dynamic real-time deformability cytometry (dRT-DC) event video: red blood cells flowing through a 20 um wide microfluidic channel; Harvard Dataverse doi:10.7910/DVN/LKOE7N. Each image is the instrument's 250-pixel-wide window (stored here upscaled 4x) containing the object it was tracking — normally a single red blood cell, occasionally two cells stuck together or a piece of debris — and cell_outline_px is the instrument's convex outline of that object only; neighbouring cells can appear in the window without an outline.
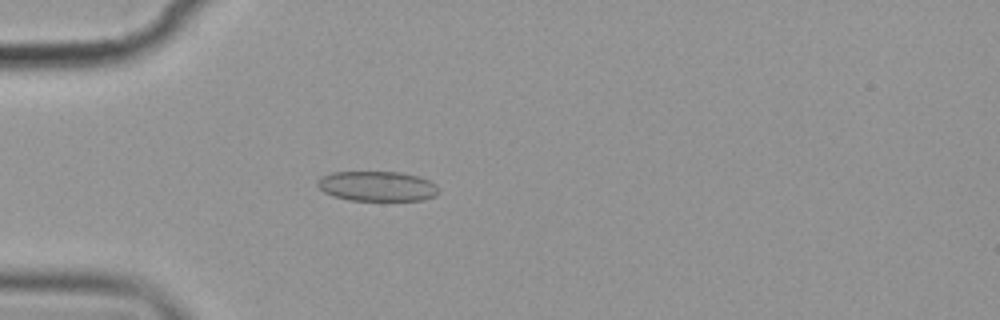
{"species": "common noctule bat (a hibernating species)", "species_latin": "Nyctalus noctula", "temperature_condition": "cold", "stored_images_in_passage": 4, "camera_frame_rate_fps": 3000, "um_per_image_px": 0.085, "animal": {"sex": "female", "body_mass_g": 19.9}, "frame": {"image": 1, "passage_image": 4, "time_ms": 3.333, "image_size_px": [1000, 320], "cell_outline_px": [[440, 192], [436, 196], [424, 200], [348, 200], [332, 196], [324, 192], [316, 184], [316, 180], [320, 176], [332, 172], [400, 172], [416, 176], [428, 180], [436, 184]], "centroid_in_image_um": [32.04, 15.83], "position_along_channel_um": 53.0, "area_um2": 21.33}}